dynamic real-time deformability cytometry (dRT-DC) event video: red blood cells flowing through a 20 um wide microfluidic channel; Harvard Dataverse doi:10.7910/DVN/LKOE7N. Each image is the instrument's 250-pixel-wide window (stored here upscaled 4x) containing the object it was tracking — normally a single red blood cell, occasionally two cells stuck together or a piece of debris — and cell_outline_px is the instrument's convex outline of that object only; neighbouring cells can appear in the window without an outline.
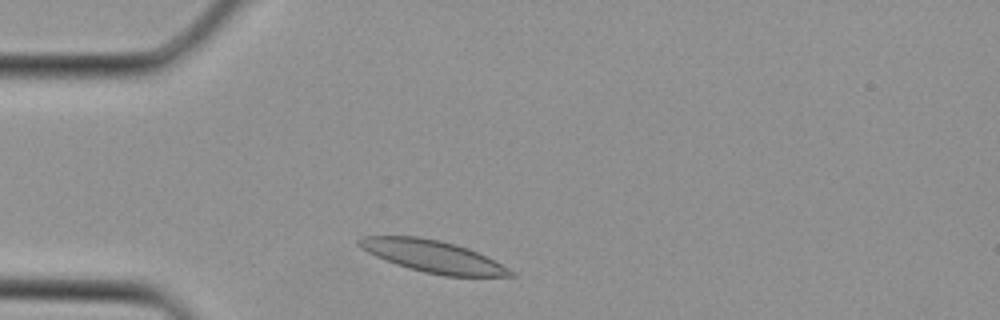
{"species": "Egyptian fruit bat (a non-hibernating species)", "species_latin": "Rousettus aegyptiacus", "temperature_condition": "cold", "stored_images_in_passage": 1, "camera_frame_rate_fps": 3000, "um_per_image_px": 0.085, "animal": {"sex": "female"}, "frame": {"image": 1, "passage_image": 1, "time_ms": 0.0, "image_size_px": [1000, 320], "cell_outline_px": [[516, 276], [444, 276], [424, 272], [408, 268], [396, 264], [376, 256], [360, 248], [356, 244], [356, 240], [360, 236], [420, 236], [440, 240], [456, 244], [468, 248], [516, 272]], "centroid_in_image_um": [36.74, 21.78], "position_along_channel_um": 48.3, "area_um2": 28.21}}